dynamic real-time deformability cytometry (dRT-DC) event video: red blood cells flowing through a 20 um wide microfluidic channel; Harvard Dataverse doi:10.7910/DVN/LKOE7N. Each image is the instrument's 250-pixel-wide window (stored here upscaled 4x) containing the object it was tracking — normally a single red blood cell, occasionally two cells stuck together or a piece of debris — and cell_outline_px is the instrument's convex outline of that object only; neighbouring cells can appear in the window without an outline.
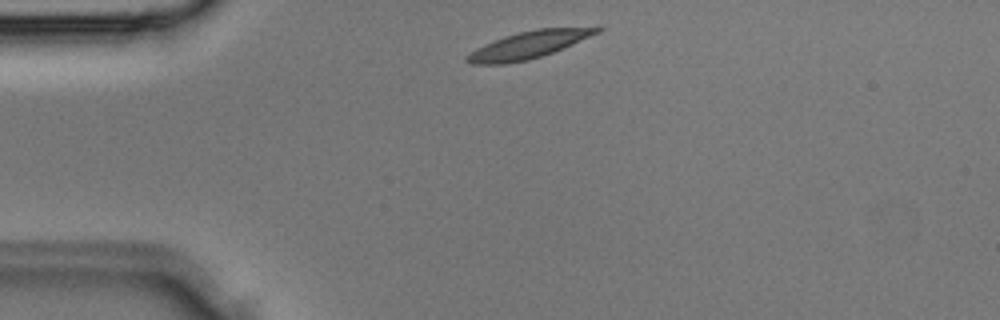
{"species": "Egyptian fruit bat (a non-hibernating species)", "species_latin": "Rousettus aegyptiacus", "temperature_condition": "room temperature", "stored_images_in_passage": 28, "camera_frame_rate_fps": 3000, "um_per_image_px": 0.085, "animal": {"sex": "male"}, "frame": {"image": 1, "passage_image": 1, "time_ms": 0.0, "image_size_px": [1000, 320], "cell_outline_px": [[604, 28], [600, 32], [572, 44], [552, 52], [528, 60], [504, 64], [472, 64], [464, 60], [464, 56], [476, 48], [484, 44], [504, 36], [520, 32], [540, 28], [596, 24], [600, 24]], "centroid_in_image_um": [45.05, 3.76], "position_along_channel_um": 40.0, "area_um2": 21.15}}
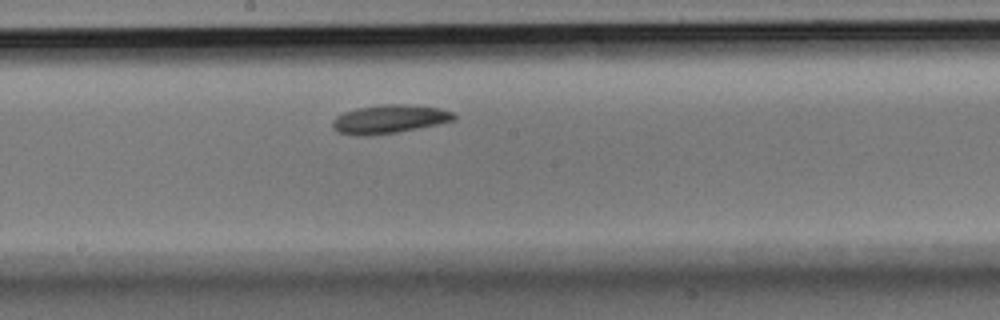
{"frame": {"image": 2, "passage_image": 12, "time_ms": 3.667, "image_size_px": [1000, 320], "cell_outline_px": [[456, 120], [396, 132], [372, 136], [356, 136], [340, 132], [332, 128], [332, 120], [336, 116], [344, 112], [356, 108], [380, 104], [404, 104], [440, 108], [452, 112], [456, 116]], "centroid_in_image_um": [33.05, 10.12], "position_along_channel_um": 215.1, "area_um2": 20.23}}
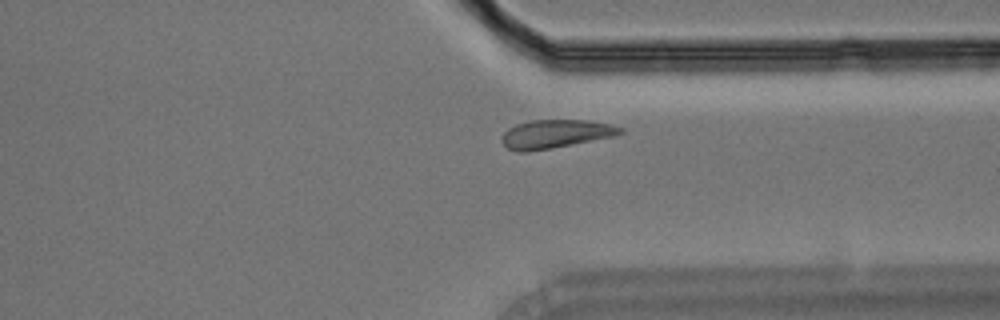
{"frame": {"image": 3, "passage_image": 20, "time_ms": 6.333, "image_size_px": [1000, 320], "cell_outline_px": [[624, 132], [612, 136], [572, 144], [524, 152], [516, 152], [508, 148], [500, 140], [504, 132], [508, 128], [516, 124], [532, 120], [588, 120], [612, 124], [624, 128]], "centroid_in_image_um": [47.2, 11.37], "position_along_channel_um": 364.2, "area_um2": 19.48}}